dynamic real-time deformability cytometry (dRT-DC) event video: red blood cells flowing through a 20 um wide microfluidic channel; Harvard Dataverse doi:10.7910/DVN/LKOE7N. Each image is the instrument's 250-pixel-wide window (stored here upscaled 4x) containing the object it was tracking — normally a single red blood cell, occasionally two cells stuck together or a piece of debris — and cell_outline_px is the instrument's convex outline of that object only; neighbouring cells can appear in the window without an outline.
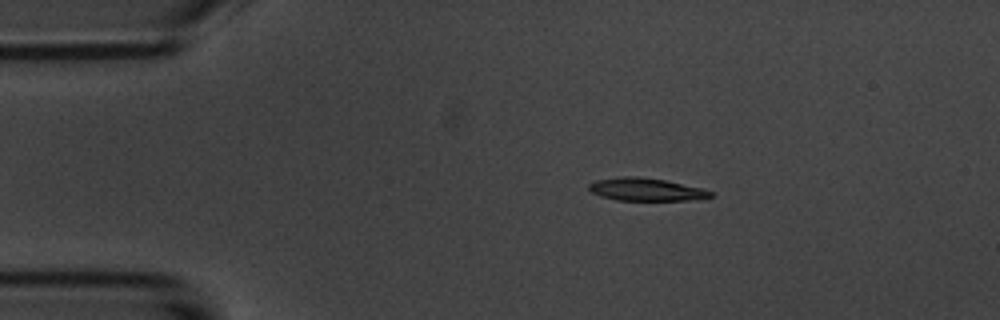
{"species": "common noctule bat (a hibernating species)", "species_latin": "Nyctalus noctula", "temperature_condition": "room temperature", "stored_images_in_passage": 2, "camera_frame_rate_fps": 3000, "um_per_image_px": 0.085, "animal": {"sex": "male", "body_mass_g": 20.1, "forearm_length_mm": 53.5}, "frame": {"image": 1, "passage_image": 1, "time_ms": 0.0, "image_size_px": [1000, 320], "cell_outline_px": [[712, 196], [692, 200], [616, 200], [600, 196], [592, 192], [588, 188], [588, 184], [596, 180], [624, 176], [636, 176], [664, 180], [704, 188], [712, 192]], "centroid_in_image_um": [54.9, 16.1], "position_along_channel_um": 30.1, "area_um2": 16.07}}